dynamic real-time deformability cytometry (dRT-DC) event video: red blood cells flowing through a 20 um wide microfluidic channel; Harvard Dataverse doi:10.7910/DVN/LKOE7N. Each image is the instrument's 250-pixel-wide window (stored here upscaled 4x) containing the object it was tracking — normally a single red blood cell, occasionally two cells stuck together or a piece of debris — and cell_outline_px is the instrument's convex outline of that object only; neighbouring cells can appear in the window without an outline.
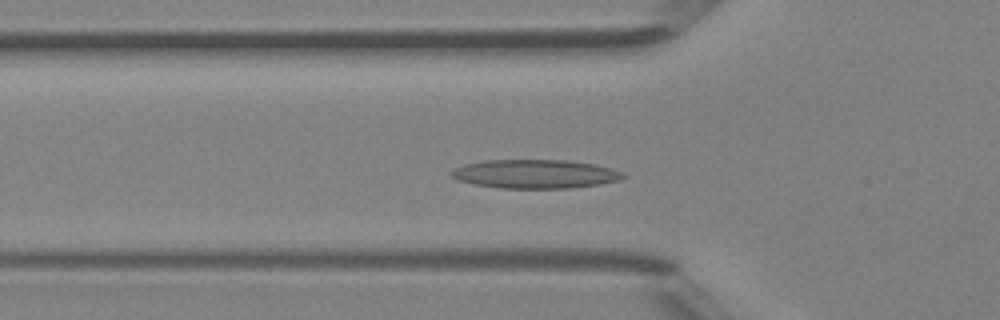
{"species": "Egyptian fruit bat (a non-hibernating species)", "species_latin": "Rousettus aegyptiacus", "temperature_condition": "room temperature", "stored_images_in_passage": 37, "camera_frame_rate_fps": 3000, "um_per_image_px": 0.085, "animal": {"sex": "female"}, "frame": {"image": 1, "passage_image": 5, "time_ms": 1.333, "image_size_px": [1000, 320], "cell_outline_px": [[628, 176], [620, 180], [600, 184], [572, 188], [500, 188], [472, 184], [460, 180], [452, 176], [452, 172], [456, 168], [464, 164], [484, 160], [568, 160], [592, 164], [624, 172]], "centroid_in_image_um": [45.52, 14.79], "position_along_channel_um": 80.3, "area_um2": 28.73}}
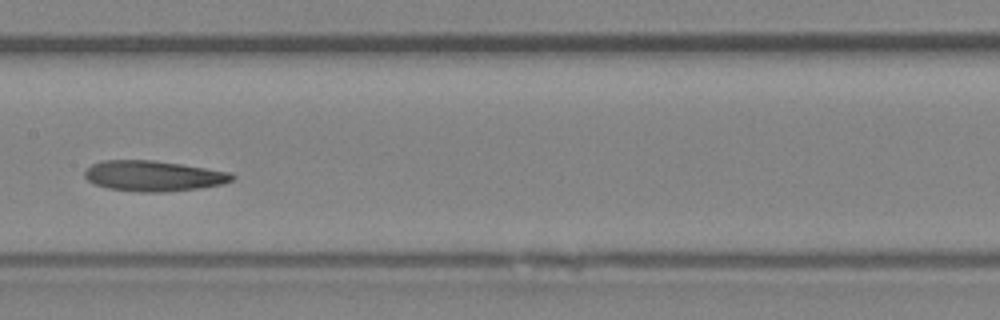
{"frame": {"image": 2, "passage_image": 13, "time_ms": 4.0, "image_size_px": [1000, 320], "cell_outline_px": [[236, 176], [232, 180], [220, 184], [200, 188], [164, 192], [140, 192], [108, 188], [96, 184], [88, 180], [84, 176], [84, 172], [92, 164], [104, 160], [152, 160], [180, 164], [228, 172]], "centroid_in_image_um": [13.01, 14.95], "position_along_channel_um": 194.4, "area_um2": 25.89}}
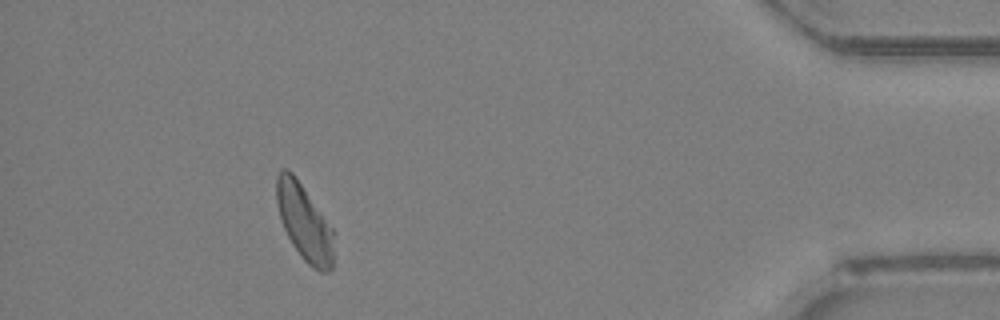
{"frame": {"image": 3, "passage_image": 32, "time_ms": 10.333, "image_size_px": [1000, 320], "cell_outline_px": [[332, 268], [328, 272], [320, 272], [312, 268], [300, 256], [292, 244], [280, 220], [276, 204], [276, 176], [280, 168], [284, 168], [292, 172], [332, 228]], "centroid_in_image_um": [25.82, 18.9], "position_along_channel_um": 409.4, "area_um2": 25.09}, "authors_computed_cell_mechanics": {"area_um2": 25.8944, "velocity_mm_per_s": 4.2877, "shape_relaxation_time_tau1_ms": 6.4603, "shape_relaxation_time_tau2_ms": 4.7143, "deformation_change_tau1": 0.1346, "deformation_change_tau2": 0.1292}}